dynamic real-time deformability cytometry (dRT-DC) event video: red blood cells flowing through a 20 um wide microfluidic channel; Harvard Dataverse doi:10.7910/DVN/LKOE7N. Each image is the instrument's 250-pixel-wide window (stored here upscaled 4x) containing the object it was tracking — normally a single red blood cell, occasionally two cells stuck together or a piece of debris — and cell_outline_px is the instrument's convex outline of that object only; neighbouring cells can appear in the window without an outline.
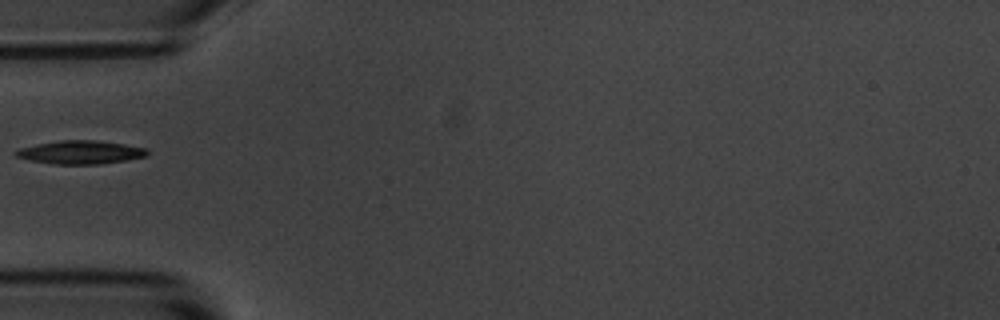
{"species": "common noctule bat (a hibernating species)", "species_latin": "Nyctalus noctula", "temperature_condition": "room temperature", "stored_images_in_passage": 2, "camera_frame_rate_fps": 3000, "um_per_image_px": 0.085, "animal": {"sex": "male", "body_mass_g": 20.1, "forearm_length_mm": 53.5}, "frame": {"image": 1, "passage_image": 1, "time_ms": 0.0, "image_size_px": [1000, 320], "cell_outline_px": [[148, 152], [144, 156], [128, 160], [100, 164], [52, 164], [32, 160], [16, 156], [12, 152], [20, 148], [36, 144], [60, 140], [96, 140], [124, 144], [148, 148]], "centroid_in_image_um": [6.84, 12.94], "position_along_channel_um": 78.2, "area_um2": 17.86}}